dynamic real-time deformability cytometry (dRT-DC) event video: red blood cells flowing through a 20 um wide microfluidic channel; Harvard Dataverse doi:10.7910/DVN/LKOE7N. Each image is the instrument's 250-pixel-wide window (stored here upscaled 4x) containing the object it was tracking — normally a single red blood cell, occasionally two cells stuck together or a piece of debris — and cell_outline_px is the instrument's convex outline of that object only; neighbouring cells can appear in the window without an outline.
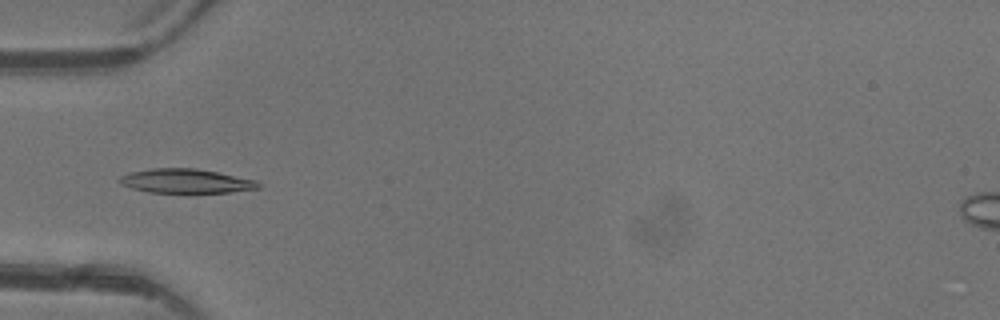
{"species": "common noctule bat (a hibernating species)", "species_latin": "Nyctalus noctula", "temperature_condition": "warm", "stored_images_in_passage": 4, "camera_frame_rate_fps": 3000, "um_per_image_px": 0.085, "animal": {"sex": "female"}, "frame": {"image": 1, "passage_image": 3, "time_ms": 2.333, "image_size_px": [1000, 320], "cell_outline_px": [[260, 188], [232, 192], [148, 192], [132, 188], [120, 184], [116, 180], [120, 176], [128, 172], [152, 168], [196, 168], [256, 180], [260, 184]], "centroid_in_image_um": [15.75, 15.38], "position_along_channel_um": 69.3, "area_um2": 19.54}}
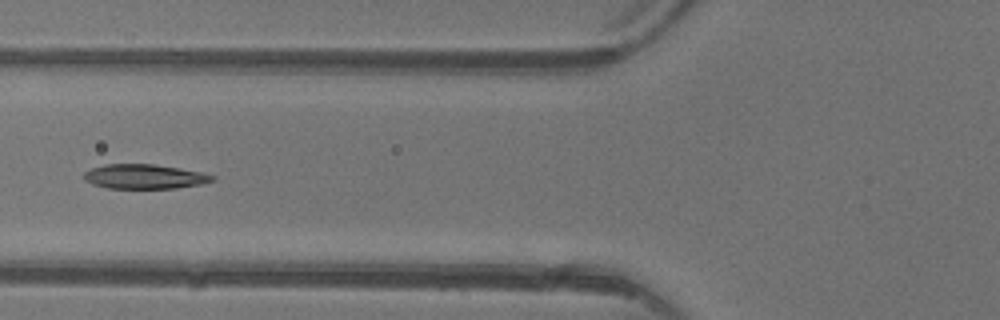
{"frame": {"image": 2, "passage_image": 4, "time_ms": 3.333, "image_size_px": [1000, 320], "cell_outline_px": [[216, 180], [200, 184], [176, 188], [108, 188], [92, 184], [84, 180], [84, 172], [92, 168], [104, 164], [152, 164], [180, 168], [200, 172], [216, 176]], "centroid_in_image_um": [12.28, 15.0], "position_along_channel_um": 113.5, "area_um2": 18.32}}